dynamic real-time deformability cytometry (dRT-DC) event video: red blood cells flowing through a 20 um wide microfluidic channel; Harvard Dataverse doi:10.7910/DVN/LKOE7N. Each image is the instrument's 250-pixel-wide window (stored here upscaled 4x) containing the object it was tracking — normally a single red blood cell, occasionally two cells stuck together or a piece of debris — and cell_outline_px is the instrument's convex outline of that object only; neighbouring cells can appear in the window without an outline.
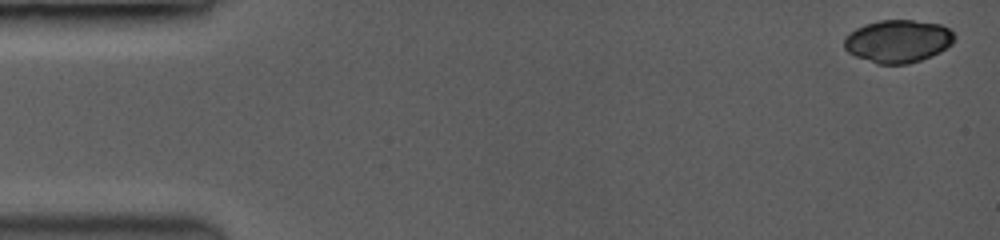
{"species": "common noctule bat (a hibernating species)", "species_latin": "Nyctalus noctula", "temperature_condition": "room temperature", "stored_images_in_passage": 63, "camera_frame_rate_fps": 3500, "um_per_image_px": 0.085, "animal": {"sex": "female", "body_mass_g": 19.0, "forearm_length_mm": 53.3}, "frame": {"image": 1, "passage_image": 1, "time_ms": 0.0, "image_size_px": [1000, 240], "cell_outline_px": [[952, 44], [920, 60], [908, 64], [880, 64], [856, 56], [848, 52], [844, 48], [844, 40], [856, 28], [880, 20], [912, 20], [940, 24], [948, 28], [952, 32]], "centroid_in_image_um": [76.3, 3.49], "position_along_channel_um": 8.7, "area_um2": 26.76}}